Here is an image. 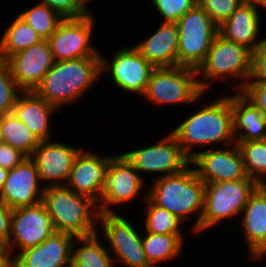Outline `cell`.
Masks as SVG:
<instances>
[{
  "label": "cell",
  "instance_id": "1",
  "mask_svg": "<svg viewBox=\"0 0 266 267\" xmlns=\"http://www.w3.org/2000/svg\"><path fill=\"white\" fill-rule=\"evenodd\" d=\"M217 97L196 108L170 131L190 159L208 147L214 148L216 143L223 147L235 143L231 95Z\"/></svg>",
  "mask_w": 266,
  "mask_h": 267
},
{
  "label": "cell",
  "instance_id": "2",
  "mask_svg": "<svg viewBox=\"0 0 266 267\" xmlns=\"http://www.w3.org/2000/svg\"><path fill=\"white\" fill-rule=\"evenodd\" d=\"M101 77V56L55 61L34 92L58 109L84 97Z\"/></svg>",
  "mask_w": 266,
  "mask_h": 267
},
{
  "label": "cell",
  "instance_id": "3",
  "mask_svg": "<svg viewBox=\"0 0 266 267\" xmlns=\"http://www.w3.org/2000/svg\"><path fill=\"white\" fill-rule=\"evenodd\" d=\"M151 183L147 197L155 205L177 216L182 222H186L189 215L196 217L190 232L198 234L204 209L205 183L197 176L194 167L190 165L184 171L158 177Z\"/></svg>",
  "mask_w": 266,
  "mask_h": 267
},
{
  "label": "cell",
  "instance_id": "4",
  "mask_svg": "<svg viewBox=\"0 0 266 267\" xmlns=\"http://www.w3.org/2000/svg\"><path fill=\"white\" fill-rule=\"evenodd\" d=\"M45 204L56 232L75 237L94 234L98 230V205L91 198L77 194L66 186L46 187Z\"/></svg>",
  "mask_w": 266,
  "mask_h": 267
},
{
  "label": "cell",
  "instance_id": "5",
  "mask_svg": "<svg viewBox=\"0 0 266 267\" xmlns=\"http://www.w3.org/2000/svg\"><path fill=\"white\" fill-rule=\"evenodd\" d=\"M251 61L250 49L218 34L204 61L196 69L200 89L207 93L216 80L219 83L231 80L230 83L236 81V84L238 81L235 91H241L250 78Z\"/></svg>",
  "mask_w": 266,
  "mask_h": 267
},
{
  "label": "cell",
  "instance_id": "6",
  "mask_svg": "<svg viewBox=\"0 0 266 267\" xmlns=\"http://www.w3.org/2000/svg\"><path fill=\"white\" fill-rule=\"evenodd\" d=\"M259 184L252 178L205 183L204 209L199 223V233L216 227L219 223L240 217L250 195ZM236 216V217H235Z\"/></svg>",
  "mask_w": 266,
  "mask_h": 267
},
{
  "label": "cell",
  "instance_id": "7",
  "mask_svg": "<svg viewBox=\"0 0 266 267\" xmlns=\"http://www.w3.org/2000/svg\"><path fill=\"white\" fill-rule=\"evenodd\" d=\"M205 95L207 96L198 84L197 70L178 65L154 68L142 99L151 101L155 106L184 103L190 106L192 103H199Z\"/></svg>",
  "mask_w": 266,
  "mask_h": 267
},
{
  "label": "cell",
  "instance_id": "8",
  "mask_svg": "<svg viewBox=\"0 0 266 267\" xmlns=\"http://www.w3.org/2000/svg\"><path fill=\"white\" fill-rule=\"evenodd\" d=\"M176 24L179 34L178 65L197 69L219 34V26L198 3Z\"/></svg>",
  "mask_w": 266,
  "mask_h": 267
},
{
  "label": "cell",
  "instance_id": "9",
  "mask_svg": "<svg viewBox=\"0 0 266 267\" xmlns=\"http://www.w3.org/2000/svg\"><path fill=\"white\" fill-rule=\"evenodd\" d=\"M125 216L115 213H101L98 216V227H101L106 246L114 263L125 267H152L145 256L142 245V230ZM113 253V254H112Z\"/></svg>",
  "mask_w": 266,
  "mask_h": 267
},
{
  "label": "cell",
  "instance_id": "10",
  "mask_svg": "<svg viewBox=\"0 0 266 267\" xmlns=\"http://www.w3.org/2000/svg\"><path fill=\"white\" fill-rule=\"evenodd\" d=\"M101 77L109 75L116 89L142 97L154 67L130 44L115 50L110 59L100 52ZM103 54V55H102ZM104 74V75H103Z\"/></svg>",
  "mask_w": 266,
  "mask_h": 267
},
{
  "label": "cell",
  "instance_id": "11",
  "mask_svg": "<svg viewBox=\"0 0 266 267\" xmlns=\"http://www.w3.org/2000/svg\"><path fill=\"white\" fill-rule=\"evenodd\" d=\"M144 179L145 174L158 177L177 174L191 165L176 137L170 132L158 142L122 153ZM143 173V175H142ZM161 173V174H160ZM160 175V176H158Z\"/></svg>",
  "mask_w": 266,
  "mask_h": 267
},
{
  "label": "cell",
  "instance_id": "12",
  "mask_svg": "<svg viewBox=\"0 0 266 267\" xmlns=\"http://www.w3.org/2000/svg\"><path fill=\"white\" fill-rule=\"evenodd\" d=\"M145 182L122 153L115 154L104 174L102 197L97 204L99 212L115 213V206L129 203L143 192V187L148 188Z\"/></svg>",
  "mask_w": 266,
  "mask_h": 267
},
{
  "label": "cell",
  "instance_id": "13",
  "mask_svg": "<svg viewBox=\"0 0 266 267\" xmlns=\"http://www.w3.org/2000/svg\"><path fill=\"white\" fill-rule=\"evenodd\" d=\"M92 13L78 19H64L47 39L55 61L101 55V49L92 43L94 38L91 37L96 26Z\"/></svg>",
  "mask_w": 266,
  "mask_h": 267
},
{
  "label": "cell",
  "instance_id": "14",
  "mask_svg": "<svg viewBox=\"0 0 266 267\" xmlns=\"http://www.w3.org/2000/svg\"><path fill=\"white\" fill-rule=\"evenodd\" d=\"M55 232L52 219L43 202L14 208L11 233L6 245L10 262L20 251L41 244Z\"/></svg>",
  "mask_w": 266,
  "mask_h": 267
},
{
  "label": "cell",
  "instance_id": "15",
  "mask_svg": "<svg viewBox=\"0 0 266 267\" xmlns=\"http://www.w3.org/2000/svg\"><path fill=\"white\" fill-rule=\"evenodd\" d=\"M209 148L191 159L197 176L204 183L247 178L243 157L236 143L230 146ZM230 147V148H229Z\"/></svg>",
  "mask_w": 266,
  "mask_h": 267
},
{
  "label": "cell",
  "instance_id": "16",
  "mask_svg": "<svg viewBox=\"0 0 266 267\" xmlns=\"http://www.w3.org/2000/svg\"><path fill=\"white\" fill-rule=\"evenodd\" d=\"M82 149L80 146L57 140L40 142L30 158L35 162L39 180L45 188L66 185L74 161Z\"/></svg>",
  "mask_w": 266,
  "mask_h": 267
},
{
  "label": "cell",
  "instance_id": "17",
  "mask_svg": "<svg viewBox=\"0 0 266 267\" xmlns=\"http://www.w3.org/2000/svg\"><path fill=\"white\" fill-rule=\"evenodd\" d=\"M6 61L22 91H34L55 63L47 40L11 55Z\"/></svg>",
  "mask_w": 266,
  "mask_h": 267
},
{
  "label": "cell",
  "instance_id": "18",
  "mask_svg": "<svg viewBox=\"0 0 266 267\" xmlns=\"http://www.w3.org/2000/svg\"><path fill=\"white\" fill-rule=\"evenodd\" d=\"M44 190L37 166L28 157L20 165L9 170L0 192V199L11 209L32 206L42 202Z\"/></svg>",
  "mask_w": 266,
  "mask_h": 267
},
{
  "label": "cell",
  "instance_id": "19",
  "mask_svg": "<svg viewBox=\"0 0 266 267\" xmlns=\"http://www.w3.org/2000/svg\"><path fill=\"white\" fill-rule=\"evenodd\" d=\"M84 148L76 157L66 187L77 194L85 195L97 204L102 197V183L109 162L114 155L107 156ZM98 153V154H97Z\"/></svg>",
  "mask_w": 266,
  "mask_h": 267
},
{
  "label": "cell",
  "instance_id": "20",
  "mask_svg": "<svg viewBox=\"0 0 266 267\" xmlns=\"http://www.w3.org/2000/svg\"><path fill=\"white\" fill-rule=\"evenodd\" d=\"M76 237L55 232L41 244L20 251L10 267H71L72 248Z\"/></svg>",
  "mask_w": 266,
  "mask_h": 267
},
{
  "label": "cell",
  "instance_id": "21",
  "mask_svg": "<svg viewBox=\"0 0 266 267\" xmlns=\"http://www.w3.org/2000/svg\"><path fill=\"white\" fill-rule=\"evenodd\" d=\"M238 219L250 262L266 247V185H259L250 195Z\"/></svg>",
  "mask_w": 266,
  "mask_h": 267
},
{
  "label": "cell",
  "instance_id": "22",
  "mask_svg": "<svg viewBox=\"0 0 266 267\" xmlns=\"http://www.w3.org/2000/svg\"><path fill=\"white\" fill-rule=\"evenodd\" d=\"M158 26L149 37L133 46L154 68L178 66L177 24L161 22Z\"/></svg>",
  "mask_w": 266,
  "mask_h": 267
},
{
  "label": "cell",
  "instance_id": "23",
  "mask_svg": "<svg viewBox=\"0 0 266 267\" xmlns=\"http://www.w3.org/2000/svg\"><path fill=\"white\" fill-rule=\"evenodd\" d=\"M59 110L38 96L34 91H22L16 100L12 112L41 142L54 138L53 133H51V124L53 122L51 118Z\"/></svg>",
  "mask_w": 266,
  "mask_h": 267
},
{
  "label": "cell",
  "instance_id": "24",
  "mask_svg": "<svg viewBox=\"0 0 266 267\" xmlns=\"http://www.w3.org/2000/svg\"><path fill=\"white\" fill-rule=\"evenodd\" d=\"M259 6L240 4L231 16L219 26L225 39L246 46L254 51L265 38H259L261 19Z\"/></svg>",
  "mask_w": 266,
  "mask_h": 267
},
{
  "label": "cell",
  "instance_id": "25",
  "mask_svg": "<svg viewBox=\"0 0 266 267\" xmlns=\"http://www.w3.org/2000/svg\"><path fill=\"white\" fill-rule=\"evenodd\" d=\"M231 94L235 142L266 139V117L240 91Z\"/></svg>",
  "mask_w": 266,
  "mask_h": 267
},
{
  "label": "cell",
  "instance_id": "26",
  "mask_svg": "<svg viewBox=\"0 0 266 267\" xmlns=\"http://www.w3.org/2000/svg\"><path fill=\"white\" fill-rule=\"evenodd\" d=\"M98 233L74 239L71 267H115L113 257Z\"/></svg>",
  "mask_w": 266,
  "mask_h": 267
},
{
  "label": "cell",
  "instance_id": "27",
  "mask_svg": "<svg viewBox=\"0 0 266 267\" xmlns=\"http://www.w3.org/2000/svg\"><path fill=\"white\" fill-rule=\"evenodd\" d=\"M185 235L142 233V245L146 259L152 267L180 257L185 244Z\"/></svg>",
  "mask_w": 266,
  "mask_h": 267
},
{
  "label": "cell",
  "instance_id": "28",
  "mask_svg": "<svg viewBox=\"0 0 266 267\" xmlns=\"http://www.w3.org/2000/svg\"><path fill=\"white\" fill-rule=\"evenodd\" d=\"M0 38V59L7 60L11 55L28 49L43 40L38 33L17 14L10 21Z\"/></svg>",
  "mask_w": 266,
  "mask_h": 267
},
{
  "label": "cell",
  "instance_id": "29",
  "mask_svg": "<svg viewBox=\"0 0 266 267\" xmlns=\"http://www.w3.org/2000/svg\"><path fill=\"white\" fill-rule=\"evenodd\" d=\"M2 138L8 144L30 157L40 141L13 112L0 116Z\"/></svg>",
  "mask_w": 266,
  "mask_h": 267
},
{
  "label": "cell",
  "instance_id": "30",
  "mask_svg": "<svg viewBox=\"0 0 266 267\" xmlns=\"http://www.w3.org/2000/svg\"><path fill=\"white\" fill-rule=\"evenodd\" d=\"M142 193V199L144 204L145 219L144 232H151L154 234H168V235H184L183 223L177 216L169 212L168 210L155 205L148 197L147 192ZM184 232V233H183Z\"/></svg>",
  "mask_w": 266,
  "mask_h": 267
},
{
  "label": "cell",
  "instance_id": "31",
  "mask_svg": "<svg viewBox=\"0 0 266 267\" xmlns=\"http://www.w3.org/2000/svg\"><path fill=\"white\" fill-rule=\"evenodd\" d=\"M235 143L243 157L247 176L259 185H266V139Z\"/></svg>",
  "mask_w": 266,
  "mask_h": 267
},
{
  "label": "cell",
  "instance_id": "32",
  "mask_svg": "<svg viewBox=\"0 0 266 267\" xmlns=\"http://www.w3.org/2000/svg\"><path fill=\"white\" fill-rule=\"evenodd\" d=\"M17 15L27 22L43 40H47L64 20L57 12L40 2L27 10L18 12Z\"/></svg>",
  "mask_w": 266,
  "mask_h": 267
},
{
  "label": "cell",
  "instance_id": "33",
  "mask_svg": "<svg viewBox=\"0 0 266 267\" xmlns=\"http://www.w3.org/2000/svg\"><path fill=\"white\" fill-rule=\"evenodd\" d=\"M21 92L11 75L7 61L0 59V116L12 112Z\"/></svg>",
  "mask_w": 266,
  "mask_h": 267
},
{
  "label": "cell",
  "instance_id": "34",
  "mask_svg": "<svg viewBox=\"0 0 266 267\" xmlns=\"http://www.w3.org/2000/svg\"><path fill=\"white\" fill-rule=\"evenodd\" d=\"M154 11L161 22L176 23L187 11L192 9L197 0H151ZM159 13V14H158Z\"/></svg>",
  "mask_w": 266,
  "mask_h": 267
},
{
  "label": "cell",
  "instance_id": "35",
  "mask_svg": "<svg viewBox=\"0 0 266 267\" xmlns=\"http://www.w3.org/2000/svg\"><path fill=\"white\" fill-rule=\"evenodd\" d=\"M57 12L63 19H78L87 16L92 9L82 0H39Z\"/></svg>",
  "mask_w": 266,
  "mask_h": 267
},
{
  "label": "cell",
  "instance_id": "36",
  "mask_svg": "<svg viewBox=\"0 0 266 267\" xmlns=\"http://www.w3.org/2000/svg\"><path fill=\"white\" fill-rule=\"evenodd\" d=\"M210 18L220 26L240 5L238 0H197Z\"/></svg>",
  "mask_w": 266,
  "mask_h": 267
},
{
  "label": "cell",
  "instance_id": "37",
  "mask_svg": "<svg viewBox=\"0 0 266 267\" xmlns=\"http://www.w3.org/2000/svg\"><path fill=\"white\" fill-rule=\"evenodd\" d=\"M266 117V82L248 80L240 91Z\"/></svg>",
  "mask_w": 266,
  "mask_h": 267
},
{
  "label": "cell",
  "instance_id": "38",
  "mask_svg": "<svg viewBox=\"0 0 266 267\" xmlns=\"http://www.w3.org/2000/svg\"><path fill=\"white\" fill-rule=\"evenodd\" d=\"M249 80L266 82V38L252 51L251 74Z\"/></svg>",
  "mask_w": 266,
  "mask_h": 267
},
{
  "label": "cell",
  "instance_id": "39",
  "mask_svg": "<svg viewBox=\"0 0 266 267\" xmlns=\"http://www.w3.org/2000/svg\"><path fill=\"white\" fill-rule=\"evenodd\" d=\"M26 158L22 151L5 143L0 144V167L5 169H12L20 165Z\"/></svg>",
  "mask_w": 266,
  "mask_h": 267
},
{
  "label": "cell",
  "instance_id": "40",
  "mask_svg": "<svg viewBox=\"0 0 266 267\" xmlns=\"http://www.w3.org/2000/svg\"><path fill=\"white\" fill-rule=\"evenodd\" d=\"M12 211L1 199H0V239L7 245L11 233V217Z\"/></svg>",
  "mask_w": 266,
  "mask_h": 267
},
{
  "label": "cell",
  "instance_id": "41",
  "mask_svg": "<svg viewBox=\"0 0 266 267\" xmlns=\"http://www.w3.org/2000/svg\"><path fill=\"white\" fill-rule=\"evenodd\" d=\"M0 258L9 266L10 257L7 251L6 244L0 239Z\"/></svg>",
  "mask_w": 266,
  "mask_h": 267
},
{
  "label": "cell",
  "instance_id": "42",
  "mask_svg": "<svg viewBox=\"0 0 266 267\" xmlns=\"http://www.w3.org/2000/svg\"><path fill=\"white\" fill-rule=\"evenodd\" d=\"M240 4H251L266 9V0H238Z\"/></svg>",
  "mask_w": 266,
  "mask_h": 267
},
{
  "label": "cell",
  "instance_id": "43",
  "mask_svg": "<svg viewBox=\"0 0 266 267\" xmlns=\"http://www.w3.org/2000/svg\"><path fill=\"white\" fill-rule=\"evenodd\" d=\"M8 173H9L8 169L0 167V192L3 188L4 182L8 176Z\"/></svg>",
  "mask_w": 266,
  "mask_h": 267
},
{
  "label": "cell",
  "instance_id": "44",
  "mask_svg": "<svg viewBox=\"0 0 266 267\" xmlns=\"http://www.w3.org/2000/svg\"><path fill=\"white\" fill-rule=\"evenodd\" d=\"M264 258L266 259V247L260 253H258L252 261L257 260L262 262V260H265Z\"/></svg>",
  "mask_w": 266,
  "mask_h": 267
},
{
  "label": "cell",
  "instance_id": "45",
  "mask_svg": "<svg viewBox=\"0 0 266 267\" xmlns=\"http://www.w3.org/2000/svg\"><path fill=\"white\" fill-rule=\"evenodd\" d=\"M0 267H8V265L0 258Z\"/></svg>",
  "mask_w": 266,
  "mask_h": 267
},
{
  "label": "cell",
  "instance_id": "46",
  "mask_svg": "<svg viewBox=\"0 0 266 267\" xmlns=\"http://www.w3.org/2000/svg\"><path fill=\"white\" fill-rule=\"evenodd\" d=\"M4 143L3 138H2V133H1V127H0V144Z\"/></svg>",
  "mask_w": 266,
  "mask_h": 267
},
{
  "label": "cell",
  "instance_id": "47",
  "mask_svg": "<svg viewBox=\"0 0 266 267\" xmlns=\"http://www.w3.org/2000/svg\"><path fill=\"white\" fill-rule=\"evenodd\" d=\"M84 3H85V5L88 7L89 6V1H92V0H82Z\"/></svg>",
  "mask_w": 266,
  "mask_h": 267
}]
</instances>
